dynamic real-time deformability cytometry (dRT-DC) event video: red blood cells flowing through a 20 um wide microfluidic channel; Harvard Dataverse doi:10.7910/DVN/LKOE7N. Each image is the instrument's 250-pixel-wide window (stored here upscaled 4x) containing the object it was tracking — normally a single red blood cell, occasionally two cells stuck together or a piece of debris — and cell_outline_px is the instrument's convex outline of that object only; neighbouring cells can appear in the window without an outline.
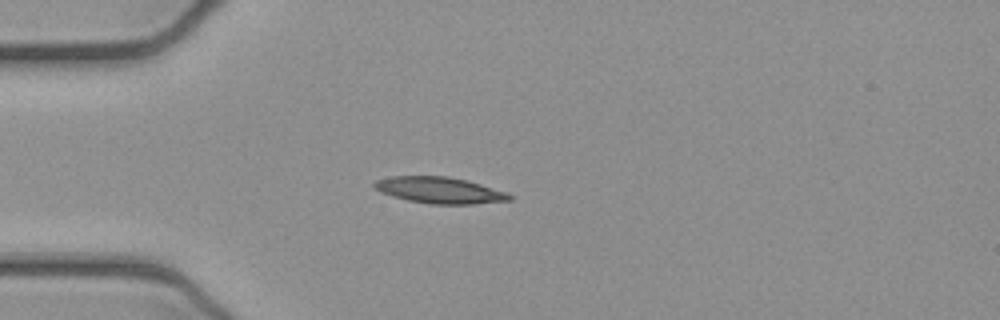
{"species": "common noctule bat (a hibernating species)", "species_latin": "Nyctalus noctula", "temperature_condition": "cold", "stored_images_in_passage": 51, "camera_frame_rate_fps": 3000, "um_per_image_px": 0.085, "animal": {"sex": "female", "body_mass_g": 21.9}, "frame": {"image": 1, "passage_image": 13, "time_ms": 4.0, "image_size_px": [1000, 320], "cell_outline_px": [[512, 200], [472, 204], [432, 204], [408, 200], [392, 196], [380, 192], [372, 184], [376, 180], [392, 176], [448, 176], [468, 180], [508, 192], [512, 196]], "centroid_in_image_um": [37.39, 16.16], "position_along_channel_um": 47.6, "area_um2": 20.81}}
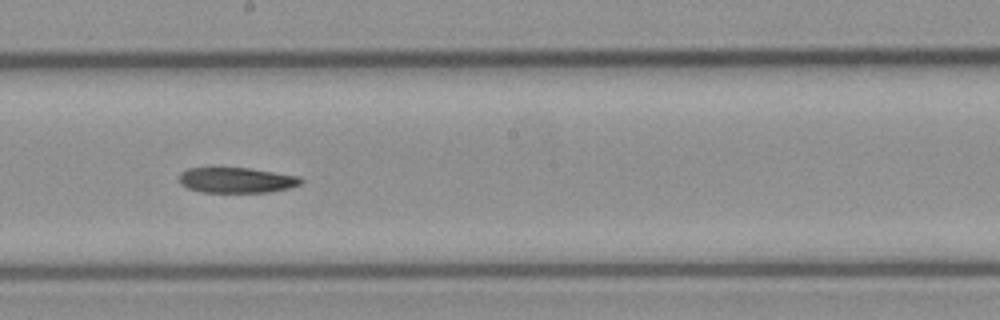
{"frame": {"image": 2, "passage_image": 28, "time_ms": 9.0, "image_size_px": [1000, 320], "cell_outline_px": [[304, 180], [300, 184], [288, 188], [268, 192], [200, 192], [188, 188], [180, 184], [180, 172], [188, 168], [248, 168], [300, 176]], "centroid_in_image_um": [20.1, 15.31], "position_along_channel_um": 228.1, "area_um2": 17.98}}
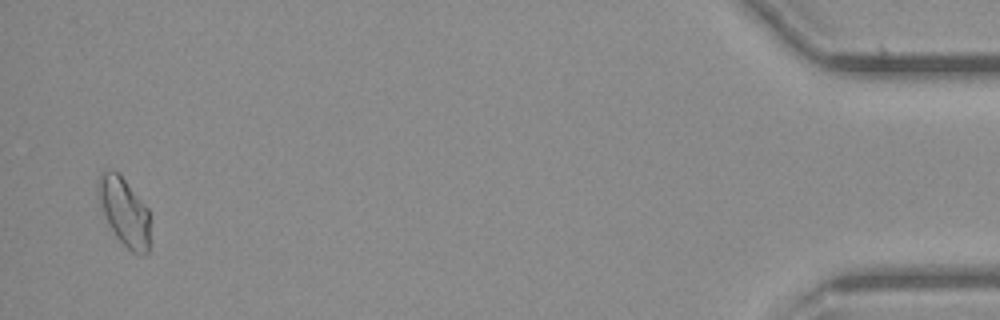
{"frame": {"image": 3, "passage_image": 50, "time_ms": 16.333, "image_size_px": [1000, 320], "cell_outline_px": [[148, 252], [144, 256], [140, 256], [132, 252], [116, 236], [104, 216], [96, 196], [96, 180], [100, 172], [112, 168], [124, 180], [148, 208]], "centroid_in_image_um": [10.5, 17.96], "position_along_channel_um": 424.7, "area_um2": 20.58}}